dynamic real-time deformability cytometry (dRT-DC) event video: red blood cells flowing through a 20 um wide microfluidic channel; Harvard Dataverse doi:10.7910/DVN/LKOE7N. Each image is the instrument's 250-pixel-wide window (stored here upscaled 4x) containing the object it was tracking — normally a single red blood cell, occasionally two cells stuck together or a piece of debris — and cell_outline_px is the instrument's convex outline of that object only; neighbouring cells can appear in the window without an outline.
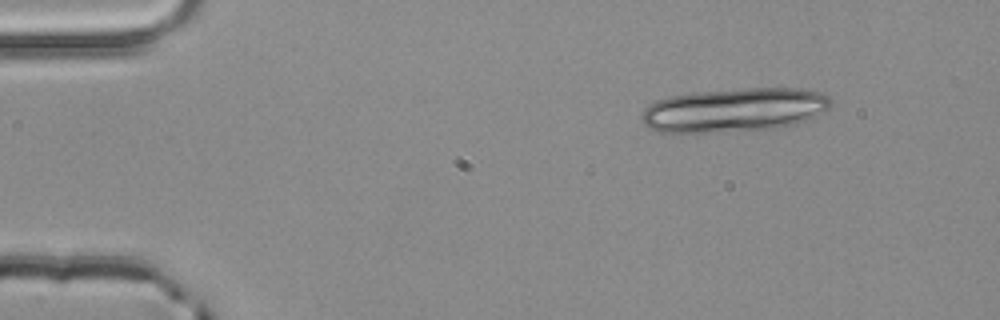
{"species": "common noctule bat (a hibernating species)", "species_latin": "Nyctalus noctula", "temperature_condition": "room temperature", "stored_images_in_passage": 4, "segment_of_instrument_passage": [1, 2], "camera_frame_rate_fps": 3000, "um_per_image_px": 0.085, "animal": {"sex": "male", "body_mass_g": 20.4}, "frame": {"image": 1, "passage_image": 1, "time_ms": 0.0, "image_size_px": [1000, 320], "cell_outline_px": [[832, 104], [824, 112], [804, 120], [792, 124], [776, 128], [700, 132], [660, 132], [644, 124], [640, 116], [644, 108], [656, 100], [672, 96], [692, 92], [748, 88], [800, 88], [824, 92], [832, 100]], "centroid_in_image_um": [62.43, 9.32], "position_along_channel_um": 22.6, "area_um2": 48.15}}